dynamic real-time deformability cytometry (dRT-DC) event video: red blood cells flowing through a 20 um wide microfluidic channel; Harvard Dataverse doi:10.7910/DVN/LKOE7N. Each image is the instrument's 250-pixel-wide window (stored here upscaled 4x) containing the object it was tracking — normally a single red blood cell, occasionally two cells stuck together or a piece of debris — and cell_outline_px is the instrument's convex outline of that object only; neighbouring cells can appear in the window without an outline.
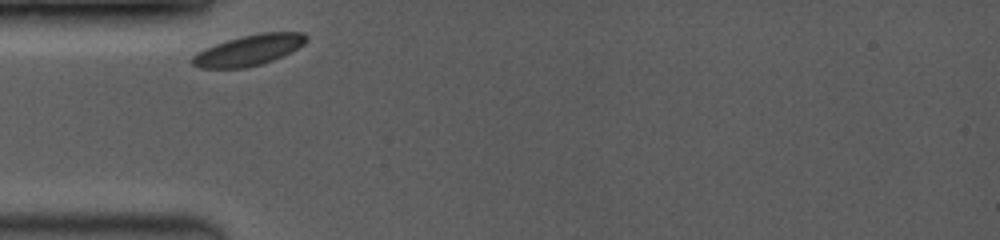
{"species": "common noctule bat (a hibernating species)", "species_latin": "Nyctalus noctula", "temperature_condition": "room temperature", "stored_images_in_passage": 25, "camera_frame_rate_fps": 3500, "um_per_image_px": 0.085, "animal": {"sex": "female", "body_mass_g": 19.0, "forearm_length_mm": 53.3}, "frame": {"image": 1, "passage_image": 1, "time_ms": 0.0, "image_size_px": [1000, 240], "cell_outline_px": [[308, 40], [304, 44], [284, 56], [260, 64], [244, 68], [200, 68], [192, 64], [192, 56], [196, 52], [204, 48], [240, 36], [260, 32], [304, 32], [308, 36]], "centroid_in_image_um": [21.17, 4.25], "position_along_channel_um": 63.8, "area_um2": 20.46}}
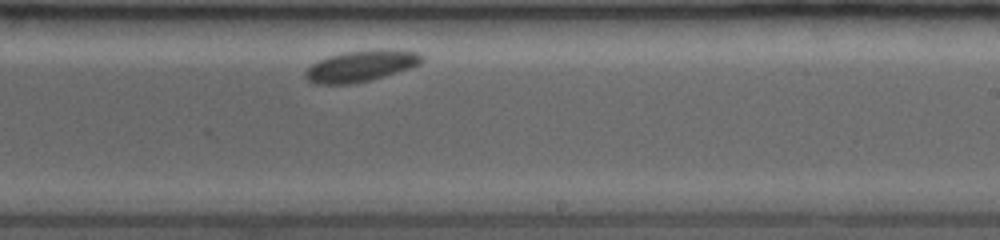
{"frame": {"image": 2, "passage_image": 15, "time_ms": 5.429, "image_size_px": [1000, 240], "cell_outline_px": [[424, 60], [420, 64], [384, 76], [352, 84], [316, 84], [308, 80], [304, 76], [304, 72], [312, 64], [328, 56], [344, 52], [380, 48], [420, 52], [424, 56]], "centroid_in_image_um": [30.7, 5.59], "position_along_channel_um": 258.3, "area_um2": 21.21}}
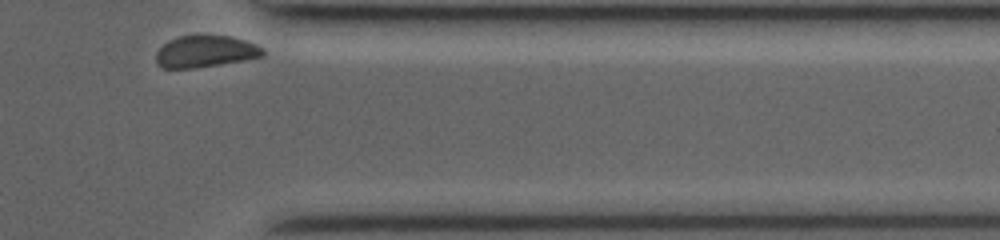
{"frame": {"image": 3, "passage_image": 25, "time_ms": 9.143, "image_size_px": [1000, 240], "cell_outline_px": [[264, 56], [244, 60], [192, 68], [164, 68], [156, 60], [156, 52], [168, 40], [180, 36], [232, 36], [256, 44], [264, 48]], "centroid_in_image_um": [17.48, 4.37], "position_along_channel_um": 393.9, "area_um2": 19.48}}